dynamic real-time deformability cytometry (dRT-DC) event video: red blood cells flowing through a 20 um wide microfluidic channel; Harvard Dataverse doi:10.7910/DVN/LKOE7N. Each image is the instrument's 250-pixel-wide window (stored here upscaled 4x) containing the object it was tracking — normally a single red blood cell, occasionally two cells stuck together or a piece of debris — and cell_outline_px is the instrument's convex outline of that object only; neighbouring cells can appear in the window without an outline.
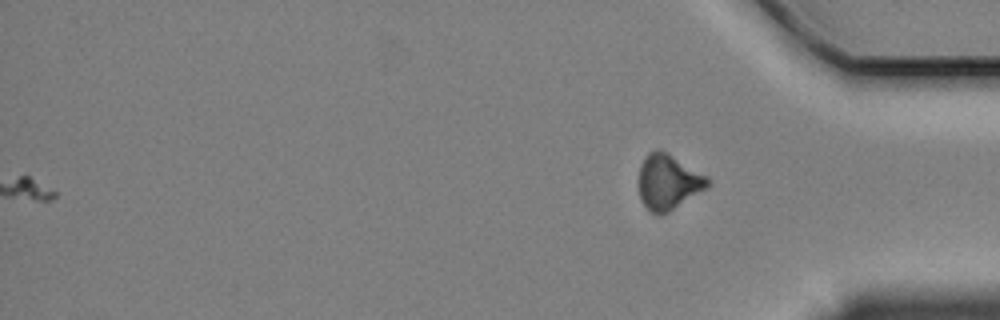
{"species": "Egyptian fruit bat (a non-hibernating species)", "species_latin": "Rousettus aegyptiacus", "temperature_condition": "cold", "stored_images_in_passage": 60, "camera_frame_rate_fps": 3000, "um_per_image_px": 0.085, "animal": {"sex": "female"}, "frame": {"image": 1, "passage_image": 60, "time_ms": 19.667, "image_size_px": [1000, 320], "cell_outline_px": [[708, 184], [704, 188], [668, 212], [660, 216], [656, 216], [648, 212], [640, 200], [640, 164], [644, 156], [648, 152], [656, 148], [660, 148], [668, 152], [704, 176], [708, 180]], "centroid_in_image_um": [56.7, 15.46], "position_along_channel_um": 378.5, "area_um2": 21.79}}